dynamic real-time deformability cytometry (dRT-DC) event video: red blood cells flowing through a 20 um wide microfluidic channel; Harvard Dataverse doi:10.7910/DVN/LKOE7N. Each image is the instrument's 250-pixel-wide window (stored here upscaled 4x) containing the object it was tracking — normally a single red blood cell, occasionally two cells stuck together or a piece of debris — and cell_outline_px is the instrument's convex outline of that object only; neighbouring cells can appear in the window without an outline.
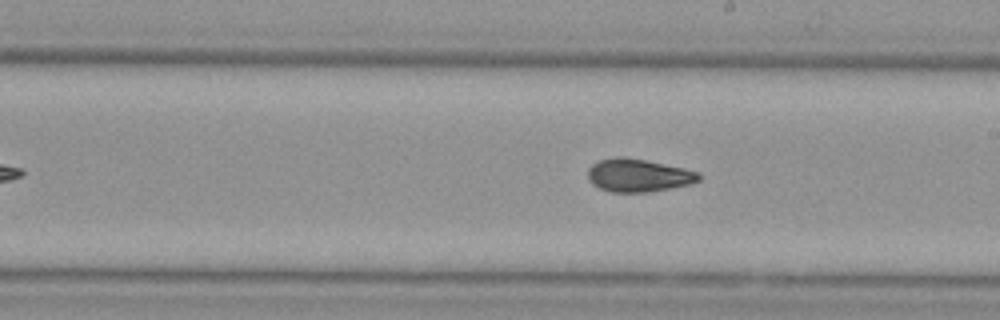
{"species": "Egyptian fruit bat (a non-hibernating species)", "species_latin": "Rousettus aegyptiacus", "temperature_condition": "cold", "stored_images_in_passage": 7, "camera_frame_rate_fps": 3000, "um_per_image_px": 0.085, "animal": {"sex": "female"}, "frame": {"image": 1, "passage_image": 6, "time_ms": 7.667, "image_size_px": [1000, 320], "cell_outline_px": [[700, 180], [692, 184], [648, 192], [612, 192], [600, 188], [592, 184], [588, 180], [588, 168], [596, 160], [616, 156], [624, 156], [648, 160], [684, 168], [700, 172]], "centroid_in_image_um": [54.25, 14.89], "position_along_channel_um": 234.8, "area_um2": 21.68}}